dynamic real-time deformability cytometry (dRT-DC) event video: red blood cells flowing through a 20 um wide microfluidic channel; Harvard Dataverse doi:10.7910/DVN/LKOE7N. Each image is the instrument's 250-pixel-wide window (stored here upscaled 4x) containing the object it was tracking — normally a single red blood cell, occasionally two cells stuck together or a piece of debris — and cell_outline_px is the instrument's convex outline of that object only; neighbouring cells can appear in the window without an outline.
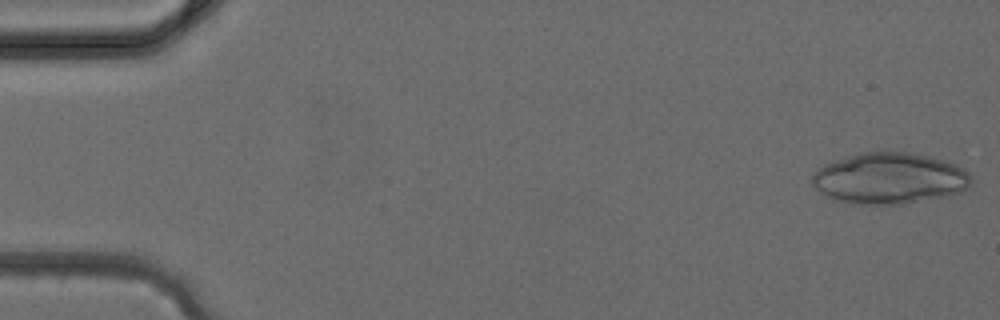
{"species": "common noctule bat (a hibernating species)", "species_latin": "Nyctalus noctula", "temperature_condition": "cold", "stored_images_in_passage": 37, "camera_frame_rate_fps": 3000, "um_per_image_px": 0.085, "animal": {"sex": "female", "body_mass_g": 24.6, "forearm_length_mm": 56.2}, "frame": {"image": 1, "passage_image": 1, "time_ms": 0.0, "image_size_px": [1000, 320], "cell_outline_px": [[972, 180], [960, 192], [948, 196], [904, 204], [852, 204], [832, 200], [820, 192], [812, 184], [812, 176], [816, 168], [824, 164], [860, 152], [912, 152], [928, 156], [956, 164], [968, 172]], "centroid_in_image_um": [75.56, 15.17], "position_along_channel_um": 9.4, "area_um2": 47.63}}